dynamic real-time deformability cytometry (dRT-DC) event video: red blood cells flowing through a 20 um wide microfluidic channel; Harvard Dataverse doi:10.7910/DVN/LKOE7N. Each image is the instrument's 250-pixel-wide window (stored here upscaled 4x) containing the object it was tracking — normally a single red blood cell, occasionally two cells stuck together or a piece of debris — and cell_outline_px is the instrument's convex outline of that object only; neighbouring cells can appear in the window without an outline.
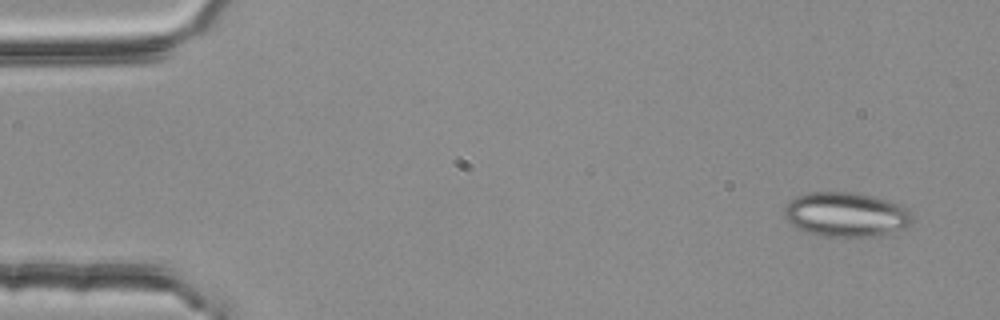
{"species": "common noctule bat (a hibernating species)", "species_latin": "Nyctalus noctula", "temperature_condition": "room temperature", "stored_images_in_passage": 4, "camera_frame_rate_fps": 3000, "um_per_image_px": 0.085, "animal": {"sex": "female", "body_mass_g": 25.1}, "frame": {"image": 1, "passage_image": 1, "time_ms": 0.0, "image_size_px": [1000, 320], "cell_outline_px": [[912, 220], [904, 228], [884, 236], [824, 236], [804, 232], [796, 228], [784, 216], [784, 204], [796, 196], [812, 192], [856, 192], [888, 200], [900, 204], [912, 216]], "centroid_in_image_um": [71.88, 18.23], "position_along_channel_um": 13.1, "area_um2": 33.29}}